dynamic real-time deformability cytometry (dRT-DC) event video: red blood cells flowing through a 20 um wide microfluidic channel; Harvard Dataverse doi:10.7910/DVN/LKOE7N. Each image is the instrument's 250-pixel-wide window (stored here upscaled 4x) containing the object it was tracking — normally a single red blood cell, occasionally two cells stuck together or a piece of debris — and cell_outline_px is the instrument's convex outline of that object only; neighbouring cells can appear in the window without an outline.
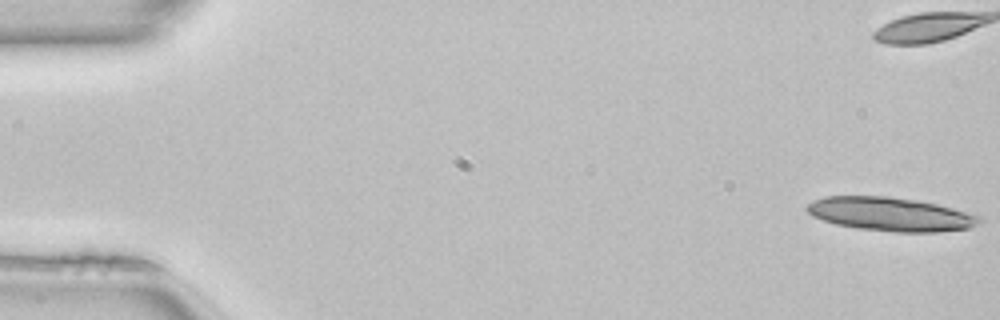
{"species": "common noctule bat (a hibernating species)", "species_latin": "Nyctalus noctula", "temperature_condition": "room temperature", "stored_images_in_passage": 29, "camera_frame_rate_fps": 3000, "um_per_image_px": 0.085, "animal": {"sex": "female", "body_mass_g": 22.7, "forearm_length_mm": 54.2}, "frame": {"image": 1, "passage_image": 1, "time_ms": 0.0, "image_size_px": [1000, 320], "cell_outline_px": [[984, 220], [968, 228], [940, 232], [892, 232], [860, 228], [836, 224], [812, 216], [804, 208], [808, 204], [824, 196], [888, 196], [916, 200], [936, 204], [952, 208], [980, 216]], "centroid_in_image_um": [75.69, 18.2], "position_along_channel_um": 9.3, "area_um2": 33.7}}